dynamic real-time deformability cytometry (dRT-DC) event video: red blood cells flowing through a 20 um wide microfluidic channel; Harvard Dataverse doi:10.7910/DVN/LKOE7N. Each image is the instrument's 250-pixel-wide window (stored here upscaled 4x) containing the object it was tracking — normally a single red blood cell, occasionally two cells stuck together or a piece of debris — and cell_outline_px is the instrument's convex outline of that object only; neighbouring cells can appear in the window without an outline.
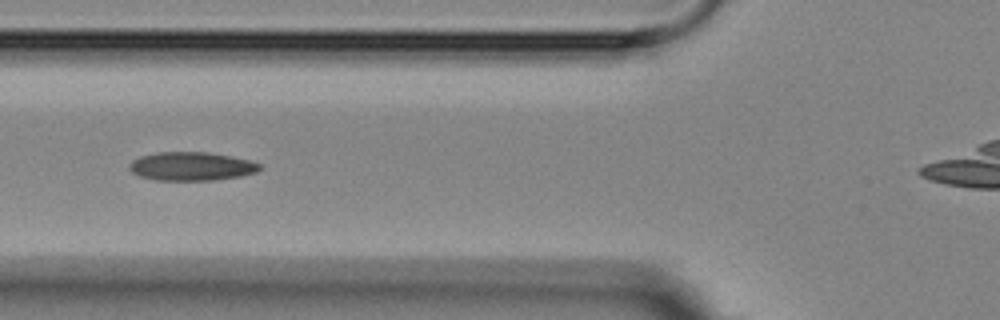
{"species": "Egyptian fruit bat (a non-hibernating species)", "species_latin": "Rousettus aegyptiacus", "temperature_condition": "room temperature", "stored_images_in_passage": 3, "camera_frame_rate_fps": 3000, "um_per_image_px": 0.085, "animal": {"sex": "female"}, "frame": {"image": 1, "passage_image": 3, "time_ms": 2.0, "image_size_px": [1000, 320], "cell_outline_px": [[260, 168], [256, 172], [240, 176], [216, 180], [152, 180], [140, 176], [132, 172], [128, 168], [128, 164], [132, 160], [140, 156], [156, 152], [208, 152], [248, 160], [260, 164]], "centroid_in_image_um": [16.21, 14.14], "position_along_channel_um": 109.6, "area_um2": 21.68}}